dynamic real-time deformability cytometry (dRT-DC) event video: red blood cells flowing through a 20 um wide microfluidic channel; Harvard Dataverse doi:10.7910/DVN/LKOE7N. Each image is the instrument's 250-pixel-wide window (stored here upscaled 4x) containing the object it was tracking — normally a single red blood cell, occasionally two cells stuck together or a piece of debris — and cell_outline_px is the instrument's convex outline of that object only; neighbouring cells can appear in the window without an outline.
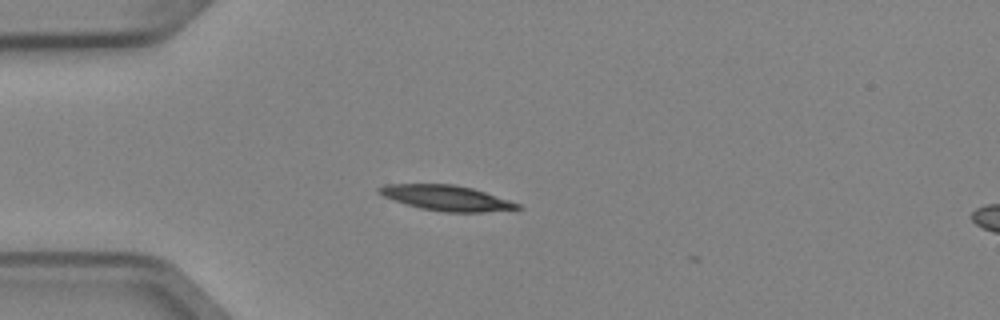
{"species": "Egyptian fruit bat (a non-hibernating species)", "species_latin": "Rousettus aegyptiacus", "temperature_condition": "cold", "stored_images_in_passage": 3, "camera_frame_rate_fps": 3000, "um_per_image_px": 0.085, "animal": {"sex": "female"}, "frame": {"image": 1, "passage_image": 2, "time_ms": 0.333, "image_size_px": [1000, 320], "cell_outline_px": [[524, 208], [484, 212], [448, 212], [420, 208], [384, 196], [376, 188], [384, 184], [452, 184], [472, 188], [520, 204]], "centroid_in_image_um": [37.97, 16.82], "position_along_channel_um": 47.0, "area_um2": 20.0}}